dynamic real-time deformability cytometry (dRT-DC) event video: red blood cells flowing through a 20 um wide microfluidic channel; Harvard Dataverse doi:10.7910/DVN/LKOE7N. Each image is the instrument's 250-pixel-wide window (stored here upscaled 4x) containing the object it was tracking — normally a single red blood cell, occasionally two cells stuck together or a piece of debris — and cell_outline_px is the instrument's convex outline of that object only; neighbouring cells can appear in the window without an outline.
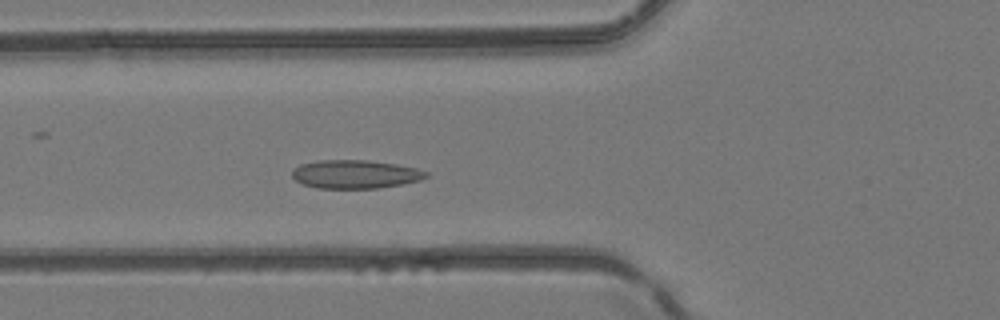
{"species": "common noctule bat (a hibernating species)", "species_latin": "Nyctalus noctula", "temperature_condition": "room temperature", "stored_images_in_passage": 47, "segment_of_instrument_passage": [1, 2], "camera_frame_rate_fps": 3000, "um_per_image_px": 0.085, "animal": {"sex": "female", "body_mass_g": 24.6, "forearm_length_mm": 56.2}, "frame": {"image": 1, "passage_image": 15, "time_ms": 4.667, "image_size_px": [1000, 320], "cell_outline_px": [[428, 176], [420, 180], [404, 184], [376, 188], [316, 188], [304, 184], [296, 180], [292, 176], [292, 172], [300, 164], [320, 160], [368, 160], [396, 164], [416, 168], [428, 172]], "centroid_in_image_um": [30.22, 14.81], "position_along_channel_um": 95.6, "area_um2": 22.14}}
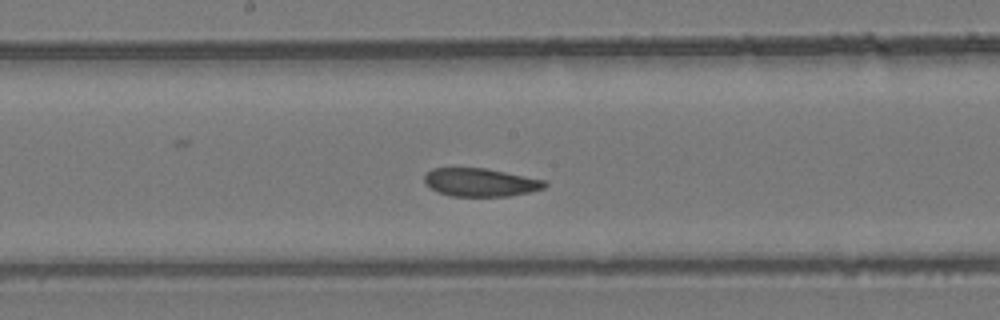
{"frame": {"image": 2, "passage_image": 23, "time_ms": 7.333, "image_size_px": [1000, 320], "cell_outline_px": [[548, 184], [544, 188], [528, 192], [508, 196], [452, 196], [436, 192], [424, 184], [424, 176], [432, 168], [488, 168], [544, 180]], "centroid_in_image_um": [40.8, 15.5], "position_along_channel_um": 207.4, "area_um2": 19.83}}
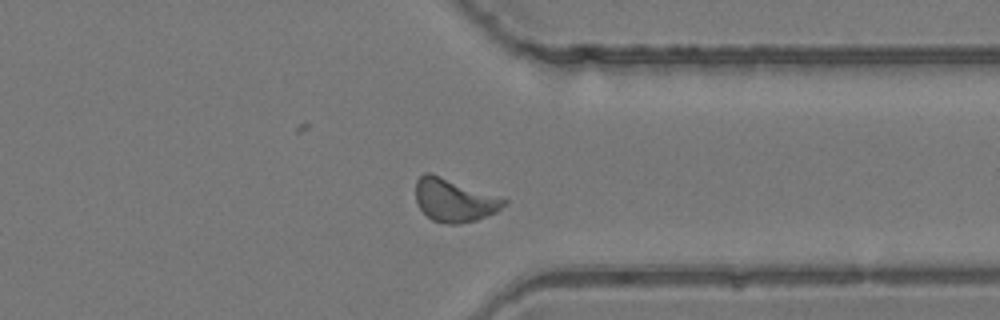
{"frame": {"image": 3, "passage_image": 35, "time_ms": 11.333, "image_size_px": [1000, 320], "cell_outline_px": [[508, 204], [496, 212], [476, 220], [456, 224], [448, 224], [432, 220], [420, 208], [416, 200], [416, 180], [424, 172], [432, 172], [508, 200]], "centroid_in_image_um": [38.6, 17.0], "position_along_channel_um": 372.8, "area_um2": 22.14}}